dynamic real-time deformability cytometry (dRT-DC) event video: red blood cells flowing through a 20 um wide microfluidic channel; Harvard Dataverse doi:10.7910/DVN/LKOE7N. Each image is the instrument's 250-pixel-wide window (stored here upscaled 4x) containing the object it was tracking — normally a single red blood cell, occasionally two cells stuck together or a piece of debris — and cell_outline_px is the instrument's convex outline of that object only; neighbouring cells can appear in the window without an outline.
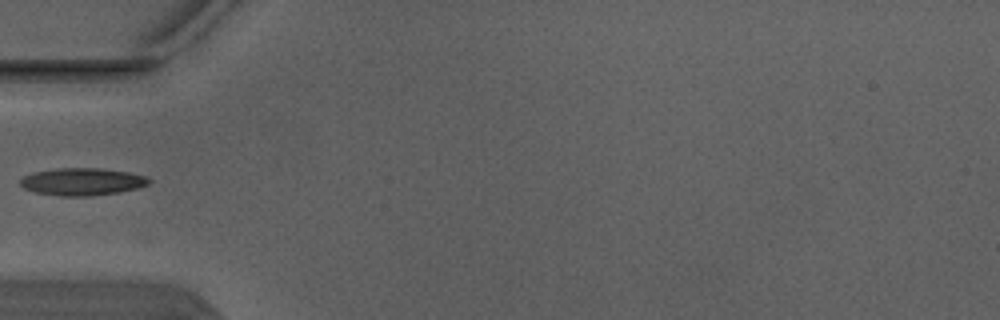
{"species": "Egyptian fruit bat (a non-hibernating species)", "species_latin": "Rousettus aegyptiacus", "temperature_condition": "warm", "stored_images_in_passage": 2, "camera_frame_rate_fps": 3000, "um_per_image_px": 0.085, "animal": {"sex": "male"}, "frame": {"image": 1, "passage_image": 2, "time_ms": 0.333, "image_size_px": [1000, 320], "cell_outline_px": [[152, 180], [148, 184], [140, 188], [120, 192], [92, 196], [60, 196], [36, 192], [24, 188], [20, 184], [20, 180], [24, 176], [32, 172], [60, 168], [100, 168], [128, 172], [144, 176]], "centroid_in_image_um": [7.01, 15.45], "position_along_channel_um": 78.0, "area_um2": 20.58}}